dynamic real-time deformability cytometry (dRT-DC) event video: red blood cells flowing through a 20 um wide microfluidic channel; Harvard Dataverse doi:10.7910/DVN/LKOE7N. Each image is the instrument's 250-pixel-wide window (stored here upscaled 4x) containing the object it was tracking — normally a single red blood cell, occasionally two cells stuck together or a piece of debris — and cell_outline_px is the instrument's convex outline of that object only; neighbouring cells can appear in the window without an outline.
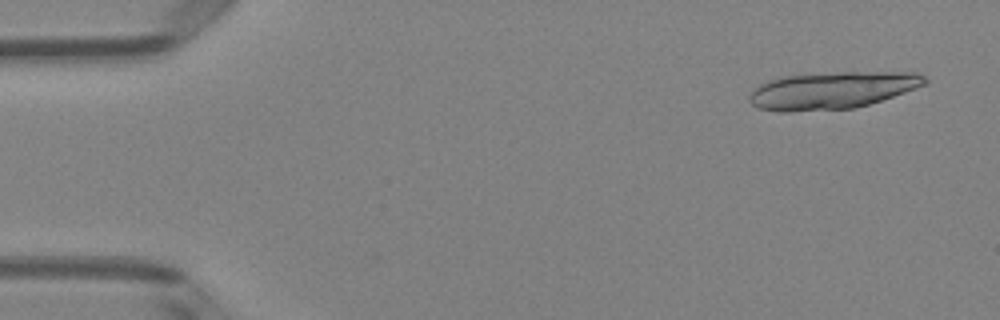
{"species": "Egyptian fruit bat (a non-hibernating species)", "species_latin": "Rousettus aegyptiacus", "temperature_condition": "room temperature", "stored_images_in_passage": 17, "camera_frame_rate_fps": 3000, "um_per_image_px": 0.085, "animal": {"sex": "female"}, "frame": {"image": 1, "passage_image": 3, "time_ms": 0.667, "image_size_px": [1000, 320], "cell_outline_px": [[928, 84], [856, 108], [788, 112], [780, 112], [760, 108], [752, 104], [748, 100], [748, 96], [760, 84], [768, 80], [784, 76], [840, 72], [916, 72], [924, 76], [928, 80]], "centroid_in_image_um": [70.73, 7.68], "position_along_channel_um": 14.3, "area_um2": 37.86}}